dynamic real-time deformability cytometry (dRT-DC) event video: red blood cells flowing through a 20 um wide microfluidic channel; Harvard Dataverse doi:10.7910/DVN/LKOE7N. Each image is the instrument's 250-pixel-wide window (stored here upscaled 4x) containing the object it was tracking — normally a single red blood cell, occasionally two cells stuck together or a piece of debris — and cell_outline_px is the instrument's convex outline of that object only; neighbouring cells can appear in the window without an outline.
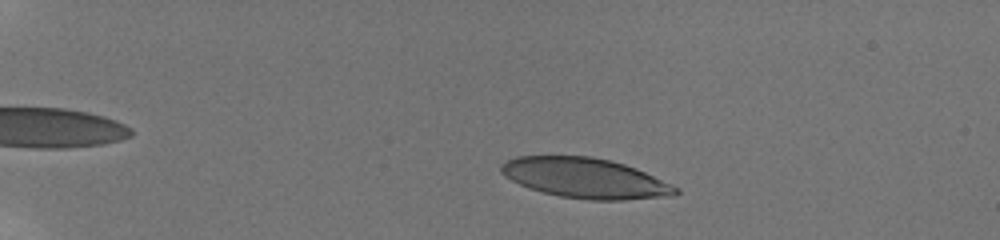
{"species": "human", "species_latin": "Homo sapiens", "temperature_condition": "room temperature", "stored_images_in_passage": 41, "camera_frame_rate_fps": 3000, "um_per_image_px": 0.085, "donor": {"sex": "male"}, "frame": {"image": 1, "passage_image": 3, "time_ms": 1.667, "image_size_px": [1000, 240], "cell_outline_px": [[680, 192], [672, 196], [624, 200], [588, 200], [560, 196], [528, 188], [504, 176], [500, 172], [500, 164], [516, 156], [592, 156], [612, 160], [636, 168], [672, 184], [680, 188]], "centroid_in_image_um": [49.76, 15.14], "position_along_channel_um": 35.2, "area_um2": 40.98}}
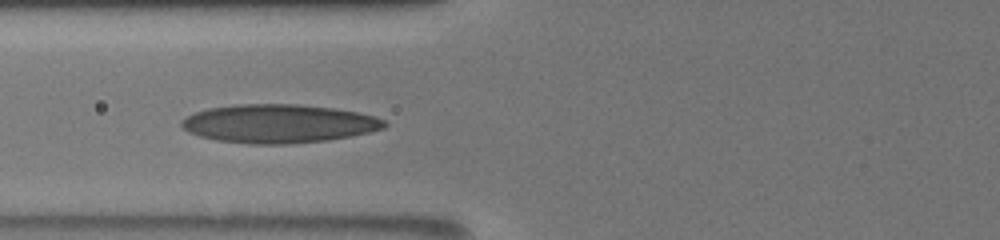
{"frame": {"image": 2, "passage_image": 13, "time_ms": 6.0, "image_size_px": [1000, 240], "cell_outline_px": [[388, 124], [384, 128], [368, 132], [328, 140], [288, 144], [248, 144], [216, 140], [200, 136], [188, 132], [180, 124], [180, 120], [196, 112], [208, 108], [240, 104], [296, 104], [332, 108], [356, 112], [372, 116], [384, 120]], "centroid_in_image_um": [23.65, 10.51], "position_along_channel_um": 102.1, "area_um2": 45.32}}
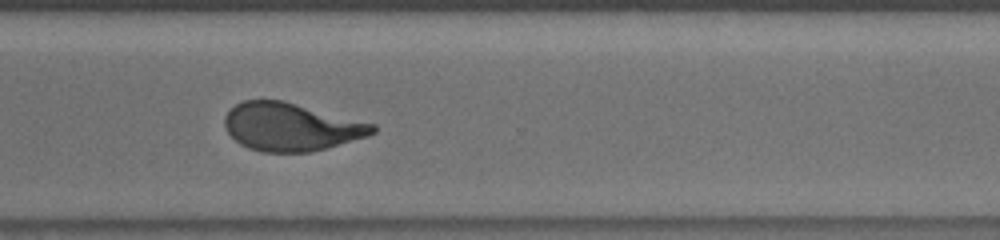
{"frame": {"image": 3, "passage_image": 29, "time_ms": 12.333, "image_size_px": [1000, 240], "cell_outline_px": [[376, 132], [368, 136], [324, 148], [308, 152], [264, 152], [248, 148], [240, 144], [224, 128], [224, 116], [236, 104], [244, 100], [284, 100], [376, 124]], "centroid_in_image_um": [24.73, 10.77], "position_along_channel_um": 345.9, "area_um2": 41.27}, "authors_computed_cell_mechanics": {"area_um2": 42.1362, "velocity_mm_per_s": 3.8553, "shape_relaxation_time_tau1_ms": 5.0981, "shape_relaxation_time_tau2_ms": 1.1727, "deformation_change_tau1": 0.2089, "deformation_change_tau2": 0.098}}